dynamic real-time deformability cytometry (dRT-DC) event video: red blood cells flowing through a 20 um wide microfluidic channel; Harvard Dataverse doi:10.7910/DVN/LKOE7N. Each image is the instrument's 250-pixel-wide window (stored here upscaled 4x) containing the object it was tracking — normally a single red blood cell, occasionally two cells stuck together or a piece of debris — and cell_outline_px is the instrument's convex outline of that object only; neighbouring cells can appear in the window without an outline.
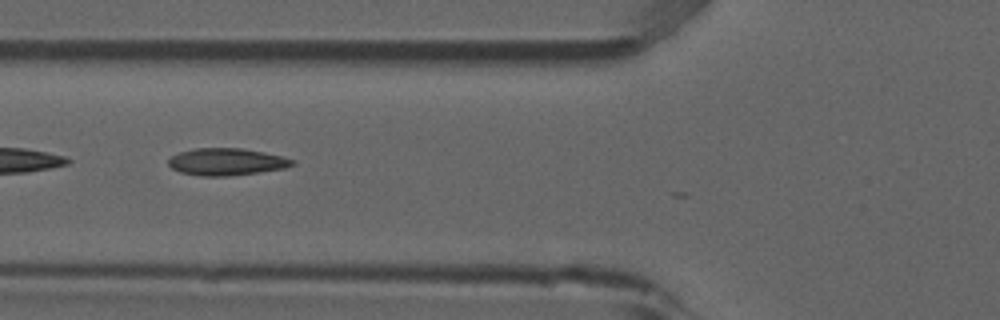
{"species": "common noctule bat (a hibernating species)", "species_latin": "Nyctalus noctula", "temperature_condition": "room temperature", "stored_images_in_passage": 8, "camera_frame_rate_fps": 3000, "um_per_image_px": 0.085, "animal": {"sex": "male", "forearm_length_mm": 52.5}, "frame": {"image": 1, "passage_image": 6, "time_ms": 1.667, "image_size_px": [1000, 320], "cell_outline_px": [[296, 164], [284, 168], [228, 176], [200, 176], [180, 172], [172, 168], [168, 164], [168, 160], [172, 156], [180, 152], [196, 148], [240, 148], [264, 152], [296, 160]], "centroid_in_image_um": [19.25, 13.75], "position_along_channel_um": 106.6, "area_um2": 19.42}}
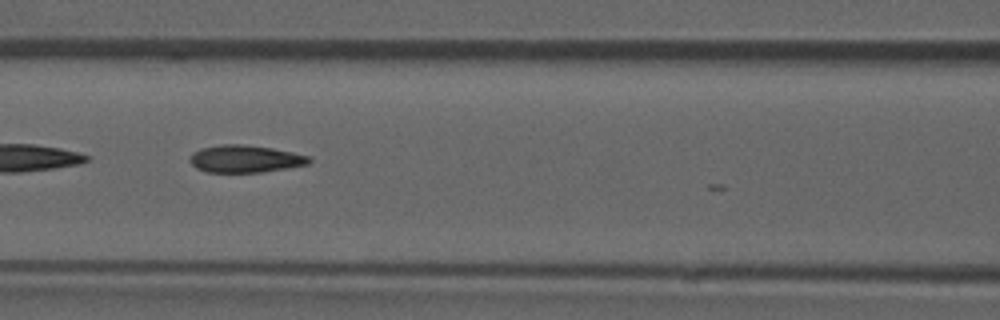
{"frame": {"image": 2, "passage_image": 7, "time_ms": 2.0, "image_size_px": [1000, 320], "cell_outline_px": [[312, 160], [308, 164], [260, 172], [208, 172], [196, 168], [188, 160], [192, 152], [200, 148], [220, 144], [244, 144], [272, 148], [292, 152], [308, 156]], "centroid_in_image_um": [20.78, 13.49], "position_along_channel_um": 145.8, "area_um2": 18.96}}